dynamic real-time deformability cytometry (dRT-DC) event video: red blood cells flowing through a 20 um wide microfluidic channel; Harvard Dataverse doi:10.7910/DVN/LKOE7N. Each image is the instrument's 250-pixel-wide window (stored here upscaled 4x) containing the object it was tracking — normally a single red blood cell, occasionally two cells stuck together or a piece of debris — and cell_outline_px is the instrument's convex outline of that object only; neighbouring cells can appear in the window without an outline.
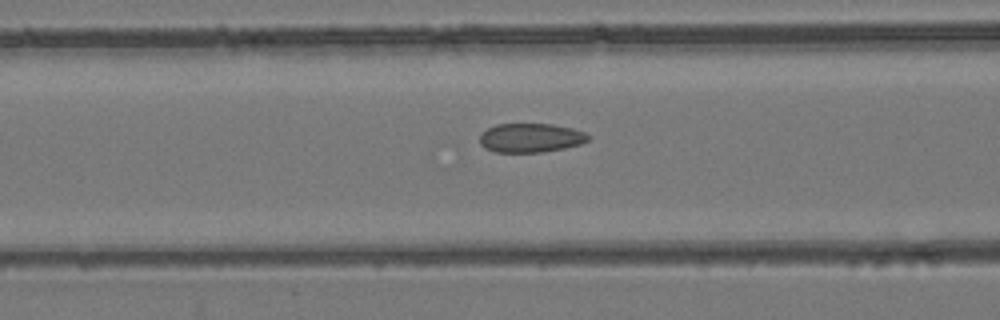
{"species": "common noctule bat (a hibernating species)", "species_latin": "Nyctalus noctula", "temperature_condition": "room temperature", "stored_images_in_passage": 37, "camera_frame_rate_fps": 3000, "um_per_image_px": 0.085, "animal": {"sex": "female", "body_mass_g": 24.6, "forearm_length_mm": 56.2}, "frame": {"image": 1, "passage_image": 13, "time_ms": 4.0, "image_size_px": [1000, 320], "cell_outline_px": [[592, 136], [588, 140], [580, 144], [564, 148], [544, 152], [496, 152], [484, 148], [480, 144], [480, 132], [496, 124], [552, 124], [572, 128], [584, 132]], "centroid_in_image_um": [45.09, 11.71], "position_along_channel_um": 121.5, "area_um2": 18.5}}
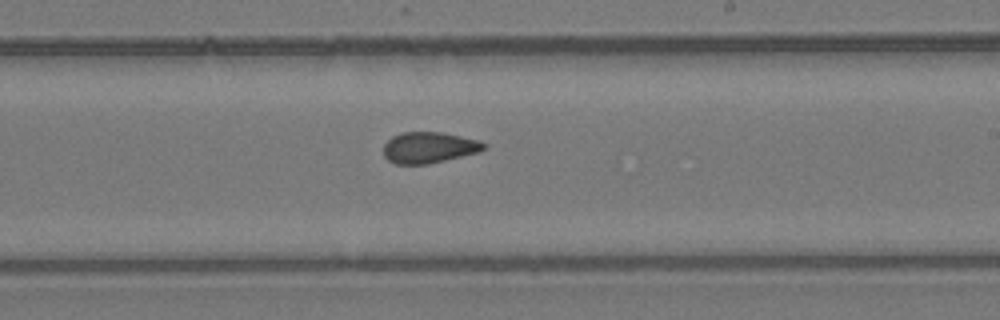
{"frame": {"image": 2, "passage_image": 23, "time_ms": 7.333, "image_size_px": [1000, 320], "cell_outline_px": [[488, 144], [480, 152], [428, 164], [396, 164], [388, 160], [384, 156], [384, 144], [392, 136], [400, 132], [444, 132], [480, 140]], "centroid_in_image_um": [36.48, 12.53], "position_along_channel_um": 252.5, "area_um2": 18.38}}
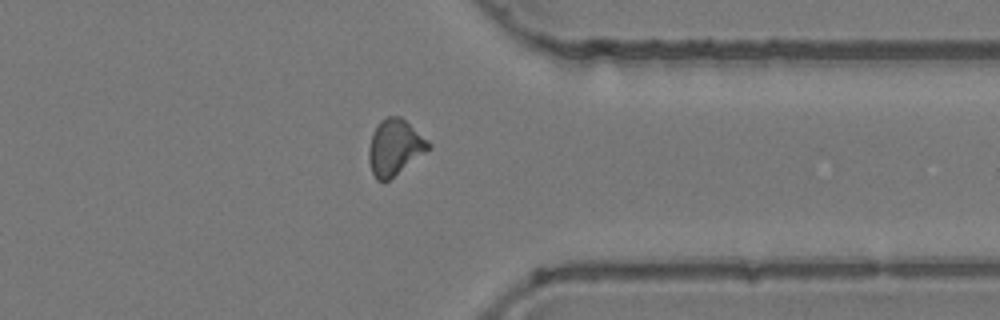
{"frame": {"image": 3, "passage_image": 33, "time_ms": 10.667, "image_size_px": [1000, 320], "cell_outline_px": [[432, 148], [388, 180], [376, 180], [372, 172], [368, 160], [368, 148], [372, 132], [380, 120], [388, 116], [400, 116], [428, 140], [432, 144]], "centroid_in_image_um": [33.55, 12.51], "position_along_channel_um": 377.9, "area_um2": 19.42}, "authors_computed_cell_mechanics": {"area_um2": 18.6694, "velocity_mm_per_s": 3.9261, "shape_relaxation_time_tau1_ms": null, "shape_relaxation_time_tau2_ms": 1.8719, "deformation_change_tau1": null, "deformation_change_tau2": 0.073}}